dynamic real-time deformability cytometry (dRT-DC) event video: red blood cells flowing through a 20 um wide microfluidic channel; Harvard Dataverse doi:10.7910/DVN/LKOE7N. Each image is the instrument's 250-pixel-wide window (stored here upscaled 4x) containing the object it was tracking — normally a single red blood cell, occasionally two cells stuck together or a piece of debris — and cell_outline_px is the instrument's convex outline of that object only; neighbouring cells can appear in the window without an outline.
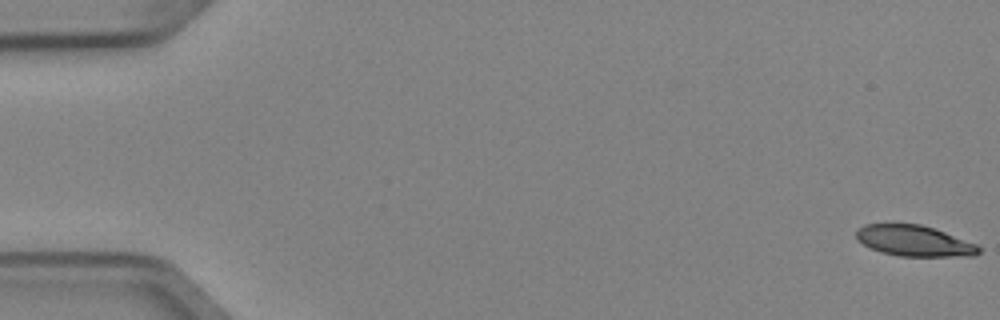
{"species": "Egyptian fruit bat (a non-hibernating species)", "species_latin": "Rousettus aegyptiacus", "temperature_condition": "cold", "stored_images_in_passage": 5, "camera_frame_rate_fps": 3000, "um_per_image_px": 0.085, "animal": {"sex": "female"}, "frame": {"image": 1, "passage_image": 1, "time_ms": 0.0, "image_size_px": [1000, 320], "cell_outline_px": [[980, 252], [972, 256], [900, 256], [880, 252], [864, 244], [856, 236], [856, 232], [864, 224], [920, 224], [944, 232], [976, 244], [980, 248]], "centroid_in_image_um": [77.71, 20.48], "position_along_channel_um": 7.3, "area_um2": 21.62}}
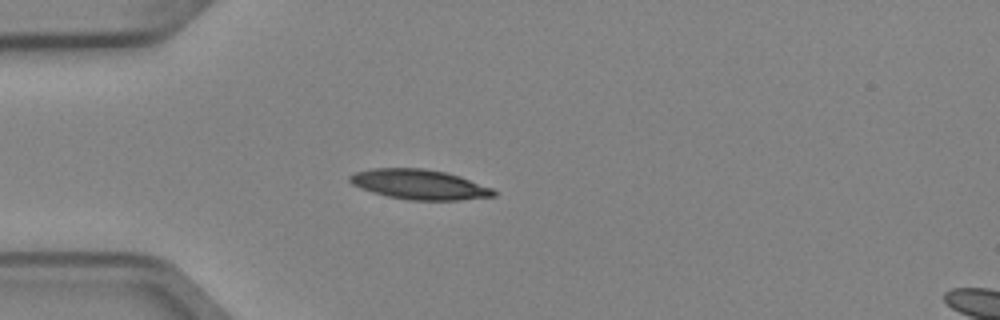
{"frame": {"image": 2, "passage_image": 5, "time_ms": 1.333, "image_size_px": [1000, 320], "cell_outline_px": [[496, 196], [460, 200], [408, 200], [388, 196], [372, 192], [360, 188], [352, 184], [348, 180], [348, 176], [356, 172], [372, 168], [424, 168], [444, 172], [460, 176], [492, 188], [496, 192]], "centroid_in_image_um": [35.63, 15.68], "position_along_channel_um": 49.4, "area_um2": 25.09}}